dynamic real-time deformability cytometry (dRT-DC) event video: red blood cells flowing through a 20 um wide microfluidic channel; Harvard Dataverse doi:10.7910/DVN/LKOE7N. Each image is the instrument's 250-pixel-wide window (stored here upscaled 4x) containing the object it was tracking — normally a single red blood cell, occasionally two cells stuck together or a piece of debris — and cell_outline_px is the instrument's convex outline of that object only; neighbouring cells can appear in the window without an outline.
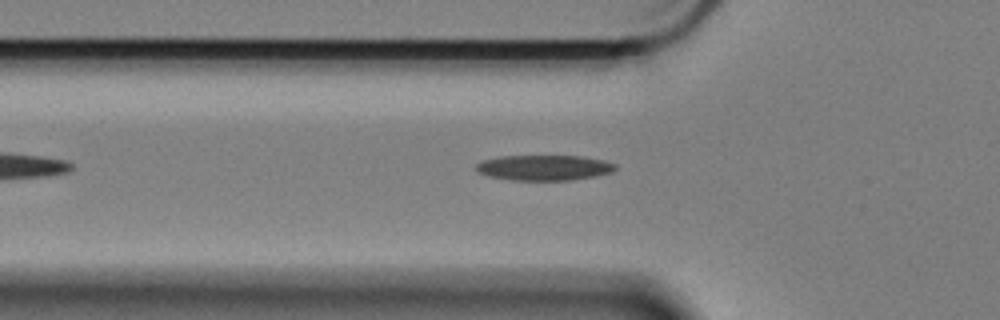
{"species": "Egyptian fruit bat (a non-hibernating species)", "species_latin": "Rousettus aegyptiacus", "temperature_condition": "cold", "stored_images_in_passage": 25, "camera_frame_rate_fps": 3000, "um_per_image_px": 0.085, "animal": {"sex": "female"}, "frame": {"image": 1, "passage_image": 2, "time_ms": 0.333, "image_size_px": [1000, 320], "cell_outline_px": [[616, 168], [612, 172], [596, 176], [572, 180], [512, 180], [488, 176], [480, 172], [476, 168], [476, 164], [484, 160], [500, 156], [580, 156], [604, 160], [616, 164]], "centroid_in_image_um": [46.28, 14.25], "position_along_channel_um": 79.5, "area_um2": 20.52}}
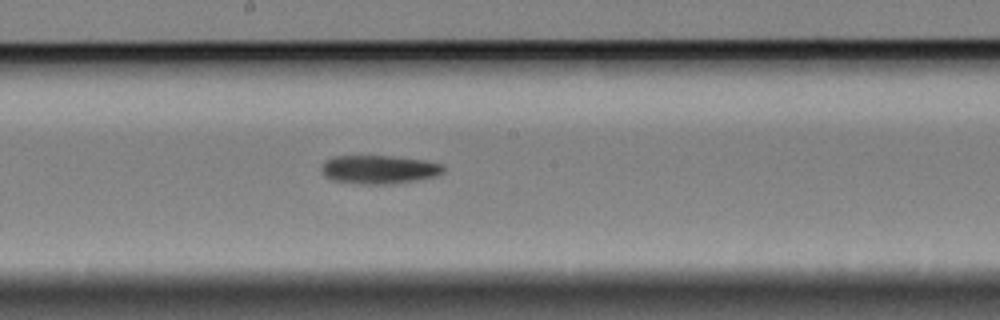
{"frame": {"image": 2, "passage_image": 14, "time_ms": 4.333, "image_size_px": [1000, 320], "cell_outline_px": [[444, 172], [436, 176], [416, 180], [392, 184], [360, 184], [332, 180], [324, 176], [320, 172], [320, 168], [324, 160], [332, 156], [392, 156], [424, 160], [440, 164], [444, 168]], "centroid_in_image_um": [32.15, 14.41], "position_along_channel_um": 216.0, "area_um2": 20.46}}
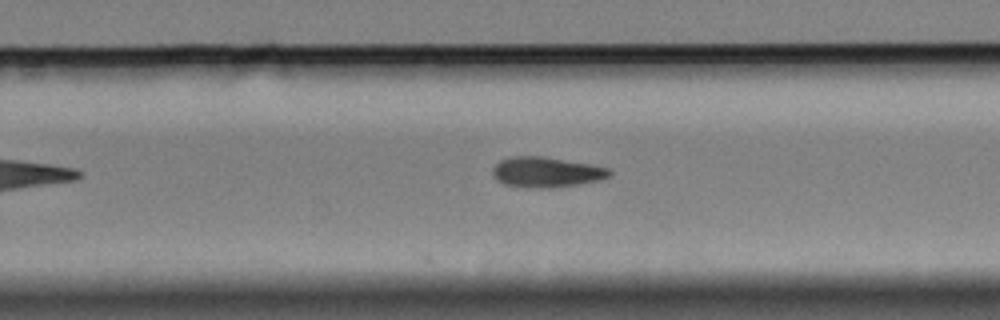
{"frame": {"image": 3, "passage_image": 20, "time_ms": 6.333, "image_size_px": [1000, 320], "cell_outline_px": [[612, 172], [608, 176], [600, 180], [552, 188], [528, 188], [504, 184], [496, 180], [492, 172], [492, 168], [500, 160], [508, 156], [540, 156], [588, 164], [608, 168]], "centroid_in_image_um": [46.37, 14.64], "position_along_channel_um": 283.4, "area_um2": 20.52}}